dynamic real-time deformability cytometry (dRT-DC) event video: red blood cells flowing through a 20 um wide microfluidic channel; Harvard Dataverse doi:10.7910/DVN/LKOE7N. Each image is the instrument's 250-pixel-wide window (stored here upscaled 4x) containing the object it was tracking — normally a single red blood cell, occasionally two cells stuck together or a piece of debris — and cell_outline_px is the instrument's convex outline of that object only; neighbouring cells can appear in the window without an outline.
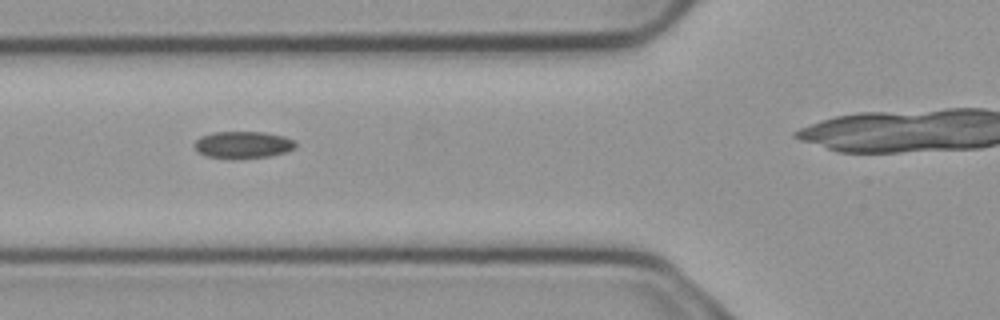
{"species": "common noctule bat (a hibernating species)", "species_latin": "Nyctalus noctula", "temperature_condition": "cold", "stored_images_in_passage": 7, "camera_frame_rate_fps": 3000, "um_per_image_px": 0.085, "animal": {"sex": "male", "body_mass_g": 23.1, "forearm_length_mm": 52.7}, "frame": {"image": 1, "passage_image": 4, "time_ms": 1.0, "image_size_px": [1000, 320], "cell_outline_px": [[296, 148], [284, 152], [268, 156], [208, 156], [196, 152], [192, 144], [200, 136], [212, 132], [264, 132], [284, 136], [292, 140], [296, 144]], "centroid_in_image_um": [20.61, 12.26], "position_along_channel_um": 105.2, "area_um2": 15.32}}
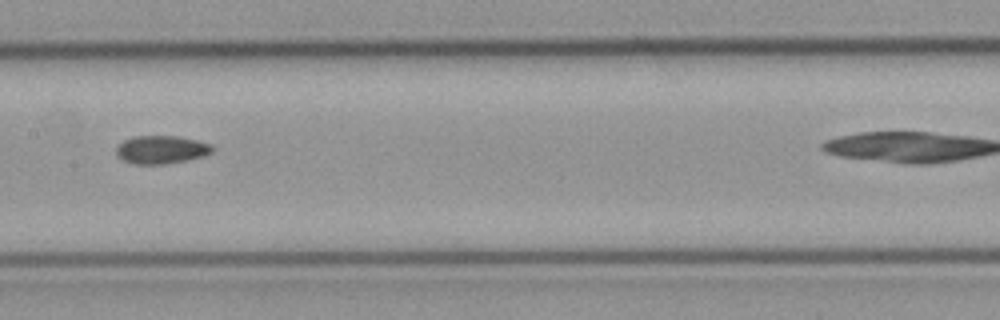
{"frame": {"image": 2, "passage_image": 6, "time_ms": 1.667, "image_size_px": [1000, 320], "cell_outline_px": [[212, 152], [204, 156], [164, 164], [132, 164], [124, 160], [116, 152], [116, 148], [124, 140], [136, 136], [180, 136], [212, 144]], "centroid_in_image_um": [13.73, 12.71], "position_along_channel_um": 193.7, "area_um2": 15.55}}